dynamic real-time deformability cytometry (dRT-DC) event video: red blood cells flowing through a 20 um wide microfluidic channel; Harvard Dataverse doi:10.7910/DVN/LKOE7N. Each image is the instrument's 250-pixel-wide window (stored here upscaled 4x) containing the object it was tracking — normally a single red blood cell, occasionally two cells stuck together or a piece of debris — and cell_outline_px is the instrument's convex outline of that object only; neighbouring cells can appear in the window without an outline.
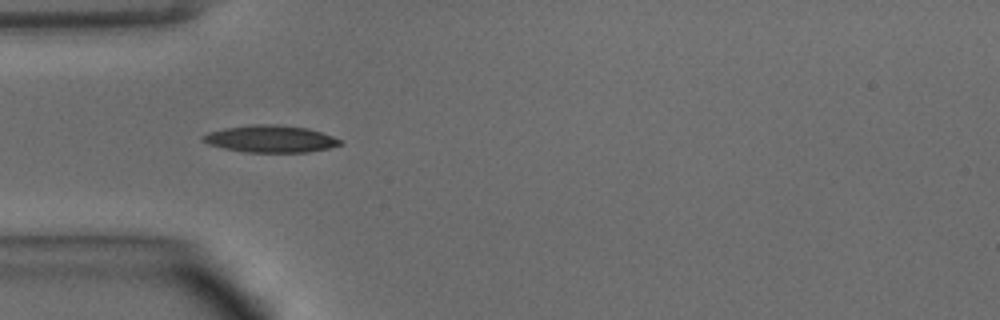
{"species": "common noctule bat (a hibernating species)", "species_latin": "Nyctalus noctula", "temperature_condition": "warm", "stored_images_in_passage": 35, "camera_frame_rate_fps": 3000, "um_per_image_px": 0.085, "animal": {"sex": "male", "body_mass_g": 15.6}, "frame": {"image": 1, "passage_image": 1, "time_ms": 0.0, "image_size_px": [1000, 320], "cell_outline_px": [[344, 144], [328, 148], [308, 152], [244, 152], [224, 148], [208, 144], [200, 140], [200, 136], [208, 132], [224, 128], [252, 124], [276, 124], [308, 128], [344, 140]], "centroid_in_image_um": [22.98, 11.8], "position_along_channel_um": 62.0, "area_um2": 21.85}}
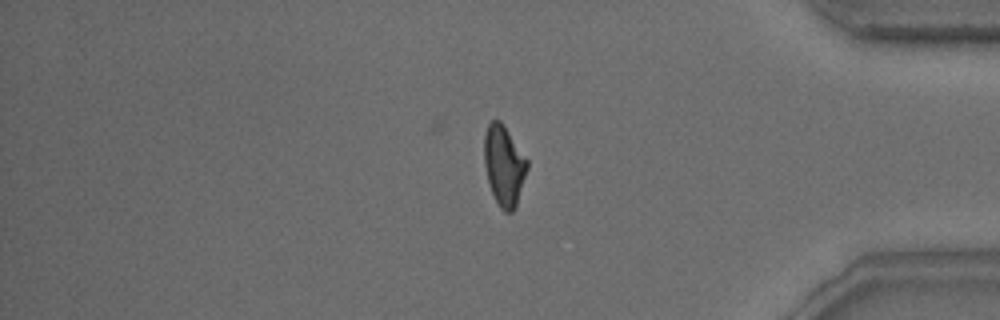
{"frame": {"image": 2, "passage_image": 27, "time_ms": 8.667, "image_size_px": [1000, 320], "cell_outline_px": [[528, 168], [516, 204], [512, 212], [504, 212], [500, 208], [492, 192], [488, 180], [484, 164], [484, 136], [488, 124], [492, 120], [500, 120], [504, 124], [528, 160]], "centroid_in_image_um": [42.84, 14.03], "position_along_channel_um": 392.4, "area_um2": 20.0}}
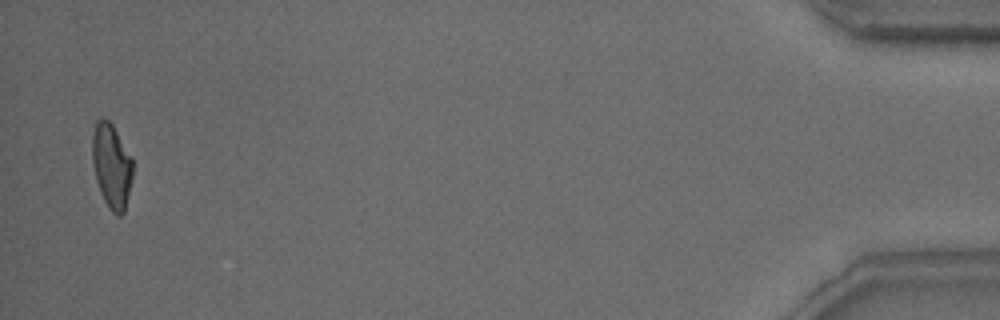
{"frame": {"image": 3, "passage_image": 34, "time_ms": 11.0, "image_size_px": [1000, 320], "cell_outline_px": [[132, 176], [124, 212], [120, 216], [116, 216], [112, 212], [104, 200], [96, 180], [92, 164], [92, 136], [96, 120], [100, 116], [108, 120], [112, 124], [132, 156]], "centroid_in_image_um": [9.47, 14.07], "position_along_channel_um": 425.7, "area_um2": 20.0}, "authors_computed_cell_mechanics": {"area_um2": 20.2878, "velocity_mm_per_s": 4.1252, "shape_relaxation_time_tau1_ms": 4.5052, "shape_relaxation_time_tau2_ms": 3.3231, "deformation_change_tau1": 0.1638, "deformation_change_tau2": 0.1133}}